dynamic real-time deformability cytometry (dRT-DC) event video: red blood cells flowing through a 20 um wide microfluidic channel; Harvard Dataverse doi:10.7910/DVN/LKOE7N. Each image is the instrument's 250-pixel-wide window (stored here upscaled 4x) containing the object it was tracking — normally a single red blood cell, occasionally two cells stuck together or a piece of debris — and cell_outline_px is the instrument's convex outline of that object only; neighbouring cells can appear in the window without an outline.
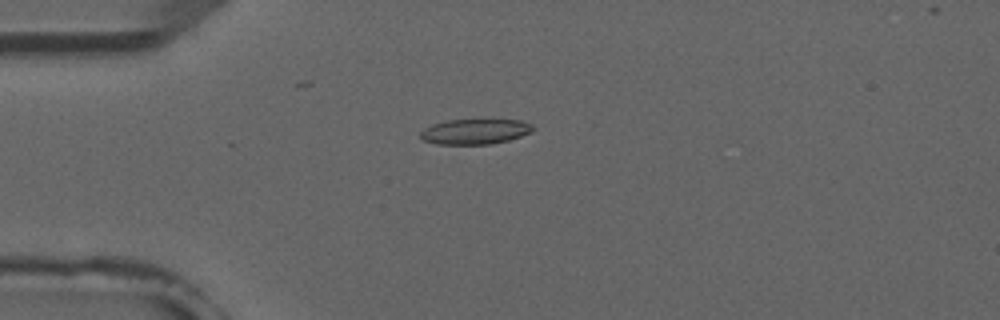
{"species": "common noctule bat (a hibernating species)", "species_latin": "Nyctalus noctula", "temperature_condition": "room temperature", "stored_images_in_passage": 3, "camera_frame_rate_fps": 3000, "um_per_image_px": 0.085, "animal": {"sex": "male", "forearm_length_mm": 52.5}, "frame": {"image": 1, "passage_image": 2, "time_ms": 0.333, "image_size_px": [1000, 320], "cell_outline_px": [[524, 132], [516, 136], [500, 140], [472, 144], [460, 144], [432, 140], [464, 120], [504, 120]], "centroid_in_image_um": [40.72, 11.22], "position_along_channel_um": 44.3, "area_um2": 10.69}}